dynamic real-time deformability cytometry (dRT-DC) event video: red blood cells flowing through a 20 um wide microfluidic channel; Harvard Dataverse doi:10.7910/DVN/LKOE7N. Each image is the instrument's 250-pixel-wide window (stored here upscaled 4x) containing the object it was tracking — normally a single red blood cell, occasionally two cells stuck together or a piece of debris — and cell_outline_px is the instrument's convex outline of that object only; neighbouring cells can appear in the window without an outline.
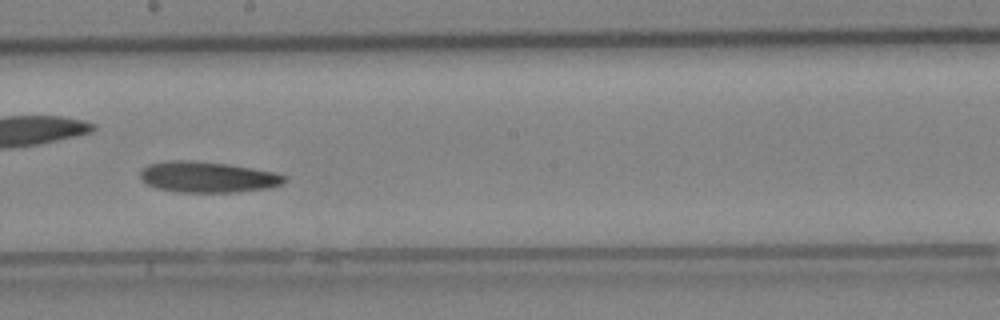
{"species": "Egyptian fruit bat (a non-hibernating species)", "species_latin": "Rousettus aegyptiacus", "temperature_condition": "cold", "stored_images_in_passage": 28, "camera_frame_rate_fps": 3000, "um_per_image_px": 0.085, "animal": {"sex": "female"}, "frame": {"image": 1, "passage_image": 13, "time_ms": 4.0, "image_size_px": [1000, 320], "cell_outline_px": [[288, 180], [280, 184], [268, 188], [236, 192], [176, 192], [156, 188], [140, 180], [140, 172], [148, 164], [168, 160], [192, 160], [228, 164], [276, 172], [288, 176]], "centroid_in_image_um": [17.65, 15.04], "position_along_channel_um": 230.5, "area_um2": 26.18}}
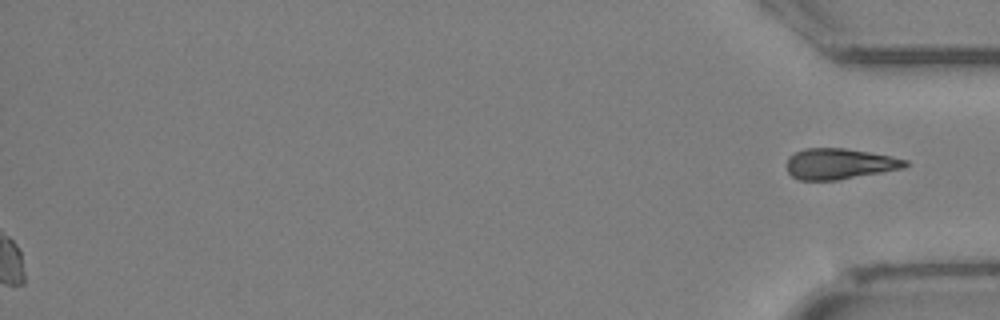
{"frame": {"image": 2, "passage_image": 28, "time_ms": 9.0, "image_size_px": [1000, 320], "cell_outline_px": [[908, 164], [904, 168], [836, 180], [800, 180], [792, 176], [788, 172], [788, 156], [804, 148], [844, 148], [892, 156], [908, 160]], "centroid_in_image_um": [71.36, 13.92], "position_along_channel_um": 363.8, "area_um2": 21.1}}